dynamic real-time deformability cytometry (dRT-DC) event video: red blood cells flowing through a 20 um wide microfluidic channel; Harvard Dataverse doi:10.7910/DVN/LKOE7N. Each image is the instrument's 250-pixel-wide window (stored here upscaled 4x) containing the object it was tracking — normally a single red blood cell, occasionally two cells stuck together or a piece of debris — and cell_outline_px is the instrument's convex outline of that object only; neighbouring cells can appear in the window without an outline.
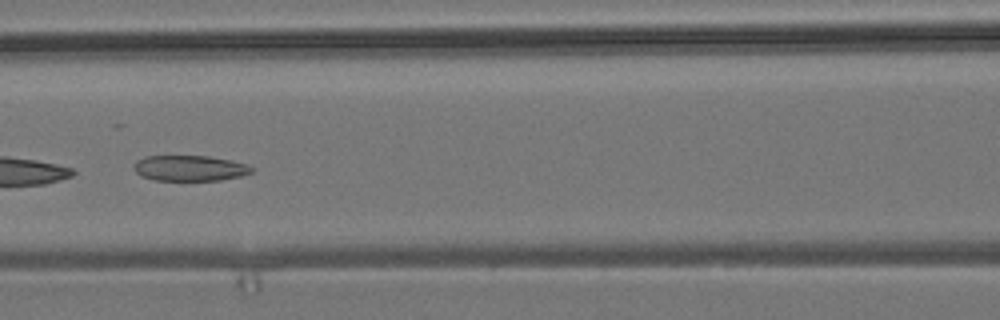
{"species": "common noctule bat (a hibernating species)", "species_latin": "Nyctalus noctula", "temperature_condition": "room temperature", "stored_images_in_passage": 7, "camera_frame_rate_fps": 3000, "um_per_image_px": 0.085, "animal": {"sex": "male", "body_mass_g": 19.2, "forearm_length_mm": 51.8}, "frame": {"image": 1, "passage_image": 5, "time_ms": 5.667, "image_size_px": [1000, 320], "cell_outline_px": [[256, 168], [252, 172], [240, 176], [220, 180], [156, 180], [140, 176], [132, 168], [132, 164], [136, 160], [144, 156], [208, 156], [232, 160]], "centroid_in_image_um": [16.09, 14.29], "position_along_channel_um": 150.5, "area_um2": 17.69}}
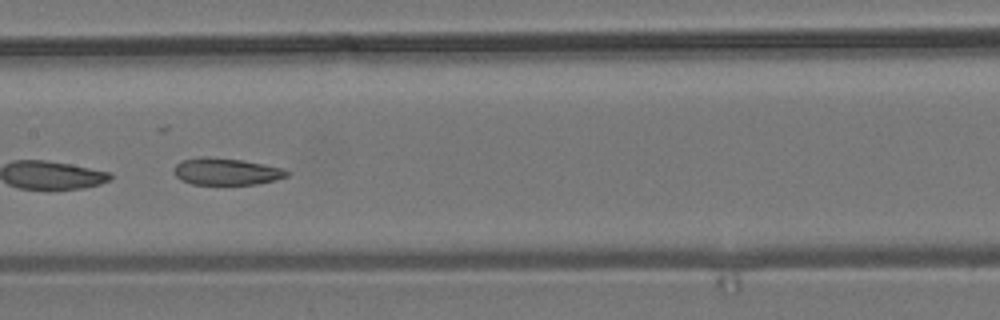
{"frame": {"image": 2, "passage_image": 6, "time_ms": 6.667, "image_size_px": [1000, 320], "cell_outline_px": [[288, 176], [276, 180], [256, 184], [192, 184], [180, 180], [172, 172], [172, 168], [180, 160], [200, 156], [204, 156], [240, 160], [280, 168], [288, 172]], "centroid_in_image_um": [19.13, 14.58], "position_along_channel_um": 188.3, "area_um2": 17.63}}
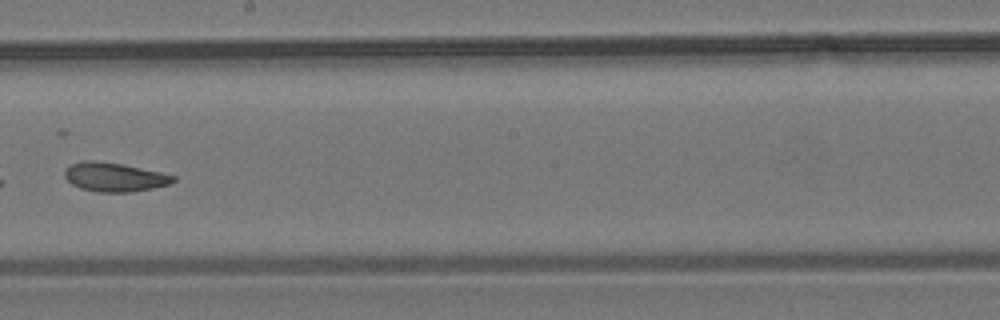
{"frame": {"image": 3, "passage_image": 7, "time_ms": 8.0, "image_size_px": [1000, 320], "cell_outline_px": [[176, 180], [168, 184], [152, 188], [132, 192], [96, 192], [80, 188], [72, 184], [64, 176], [64, 172], [72, 164], [80, 160], [96, 160], [124, 164], [160, 172], [176, 176]], "centroid_in_image_um": [9.72, 15.04], "position_along_channel_um": 238.5, "area_um2": 18.38}}